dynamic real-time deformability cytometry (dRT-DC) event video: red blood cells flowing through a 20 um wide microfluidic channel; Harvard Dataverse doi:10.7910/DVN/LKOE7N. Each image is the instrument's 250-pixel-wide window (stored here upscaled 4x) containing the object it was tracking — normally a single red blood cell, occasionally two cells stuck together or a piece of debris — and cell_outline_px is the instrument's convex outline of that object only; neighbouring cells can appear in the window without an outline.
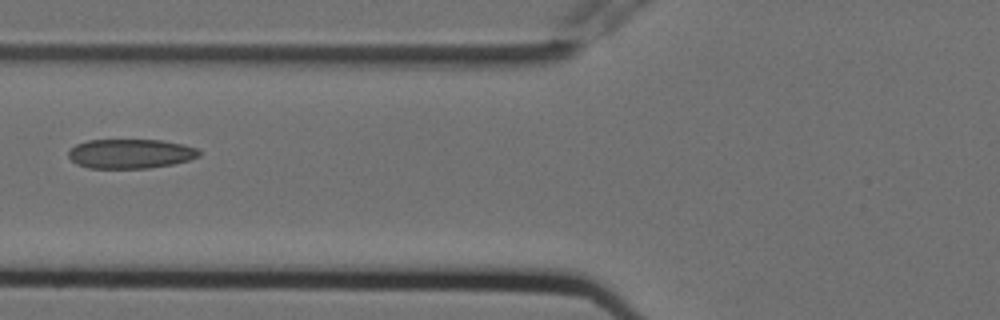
{"species": "Egyptian fruit bat (a non-hibernating species)", "species_latin": "Rousettus aegyptiacus", "temperature_condition": "cold", "stored_images_in_passage": 9, "camera_frame_rate_fps": 3000, "um_per_image_px": 0.085, "animal": {"sex": "female"}, "frame": {"image": 1, "passage_image": 7, "time_ms": 2.0, "image_size_px": [1000, 320], "cell_outline_px": [[200, 156], [188, 160], [172, 164], [148, 168], [88, 168], [76, 164], [68, 156], [68, 152], [76, 144], [88, 140], [160, 140], [184, 144], [196, 148], [200, 152]], "centroid_in_image_um": [11.08, 13.06], "position_along_channel_um": 114.7, "area_um2": 22.37}}
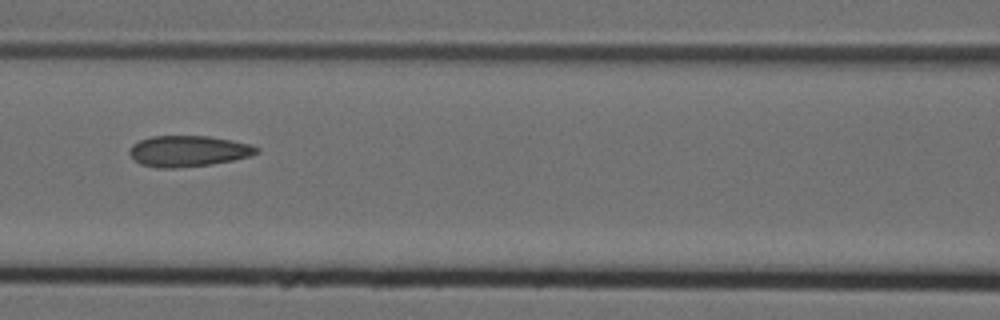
{"frame": {"image": 2, "passage_image": 8, "time_ms": 2.333, "image_size_px": [1000, 320], "cell_outline_px": [[260, 152], [248, 156], [232, 160], [212, 164], [176, 168], [160, 168], [140, 164], [128, 152], [132, 144], [140, 140], [152, 136], [208, 136], [248, 144], [260, 148]], "centroid_in_image_um": [15.98, 12.84], "position_along_channel_um": 150.6, "area_um2": 22.72}}
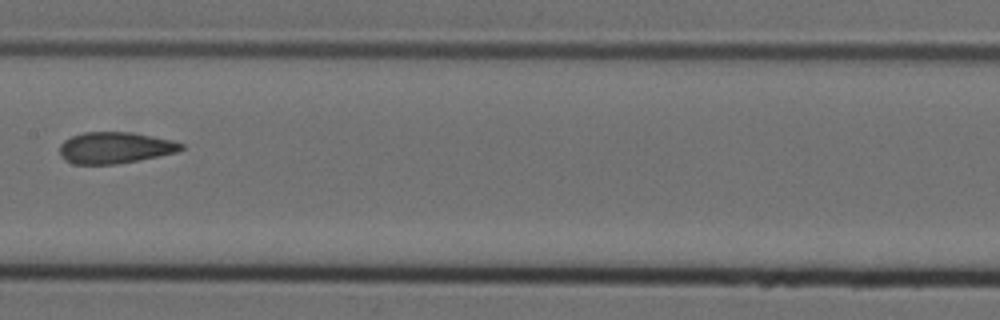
{"frame": {"image": 3, "passage_image": 9, "time_ms": 2.667, "image_size_px": [1000, 320], "cell_outline_px": [[184, 148], [176, 152], [116, 164], [72, 164], [64, 160], [60, 156], [60, 144], [64, 140], [72, 136], [84, 132], [132, 132], [172, 140], [184, 144]], "centroid_in_image_um": [9.73, 12.55], "position_along_channel_um": 197.7, "area_um2": 22.14}}